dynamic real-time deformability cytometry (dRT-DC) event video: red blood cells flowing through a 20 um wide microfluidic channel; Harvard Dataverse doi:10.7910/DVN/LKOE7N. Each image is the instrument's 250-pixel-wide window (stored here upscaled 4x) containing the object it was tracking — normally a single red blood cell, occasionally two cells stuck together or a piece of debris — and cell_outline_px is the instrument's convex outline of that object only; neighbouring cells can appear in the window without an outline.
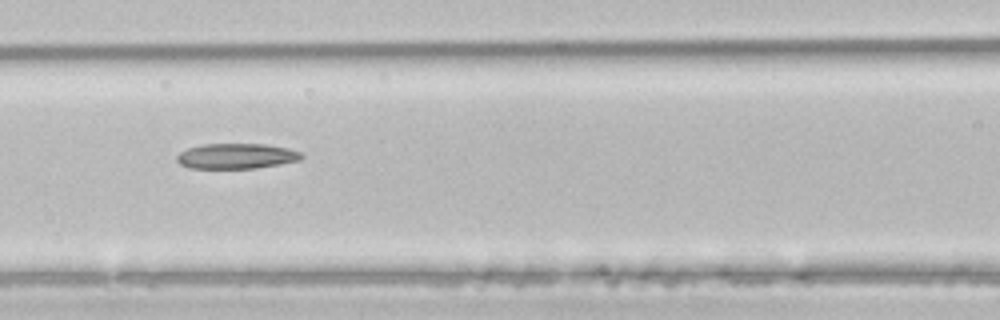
{"species": "common noctule bat (a hibernating species)", "species_latin": "Nyctalus noctula", "temperature_condition": "room temperature", "stored_images_in_passage": 4, "camera_frame_rate_fps": 3000, "um_per_image_px": 0.085, "animal": {"sex": "male", "body_mass_g": 21.5, "forearm_length_mm": 52.0}, "frame": {"image": 1, "passage_image": 4, "time_ms": 1.0, "image_size_px": [1000, 320], "cell_outline_px": [[304, 156], [300, 160], [280, 164], [256, 168], [188, 168], [180, 164], [176, 160], [176, 156], [180, 152], [188, 148], [204, 144], [264, 144], [288, 148], [300, 152]], "centroid_in_image_um": [20.09, 13.27], "position_along_channel_um": 146.5, "area_um2": 18.38}}